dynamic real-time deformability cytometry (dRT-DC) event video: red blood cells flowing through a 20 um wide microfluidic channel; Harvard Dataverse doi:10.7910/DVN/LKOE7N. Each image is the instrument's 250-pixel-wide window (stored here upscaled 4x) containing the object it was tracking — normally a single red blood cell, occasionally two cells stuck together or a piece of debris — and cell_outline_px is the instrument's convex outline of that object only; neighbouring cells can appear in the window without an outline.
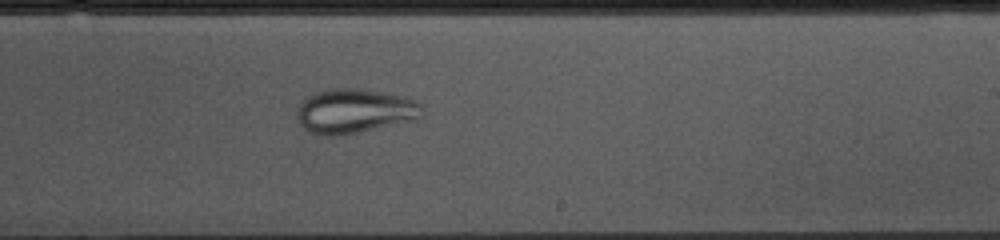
{"species": "common noctule bat (a hibernating species)", "species_latin": "Nyctalus noctula", "temperature_condition": "cold", "stored_images_in_passage": 52, "camera_frame_rate_fps": 3000, "um_per_image_px": 0.085, "animal": {"sex": "female", "body_mass_g": 10.0, "forearm_length_mm": 53.1}, "frame": {"image": 1, "passage_image": 30, "time_ms": 9.667, "image_size_px": [1000, 240], "cell_outline_px": [[420, 116], [416, 120], [344, 136], [328, 136], [308, 132], [300, 124], [296, 108], [300, 100], [316, 92], [328, 88], [360, 88], [384, 92], [416, 100], [420, 104]], "centroid_in_image_um": [30.09, 9.45], "position_along_channel_um": 258.9, "area_um2": 32.83}}
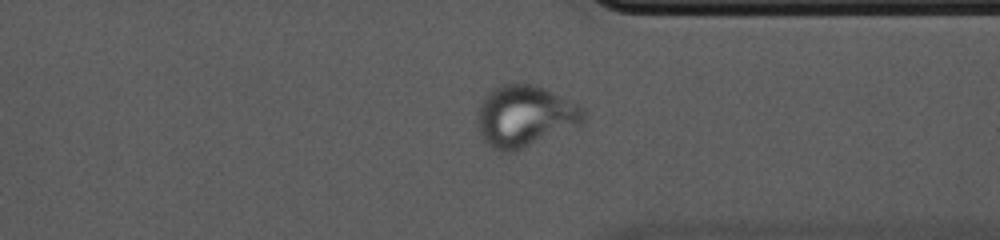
{"frame": {"image": 2, "passage_image": 39, "time_ms": 12.667, "image_size_px": [1000, 240], "cell_outline_px": [[584, 116], [580, 124], [516, 152], [500, 152], [492, 148], [484, 140], [476, 124], [476, 120], [480, 104], [488, 92], [492, 88], [504, 84], [536, 84], [572, 100], [580, 104], [584, 108]], "centroid_in_image_um": [44.6, 9.87], "position_along_channel_um": 366.8, "area_um2": 38.21}}
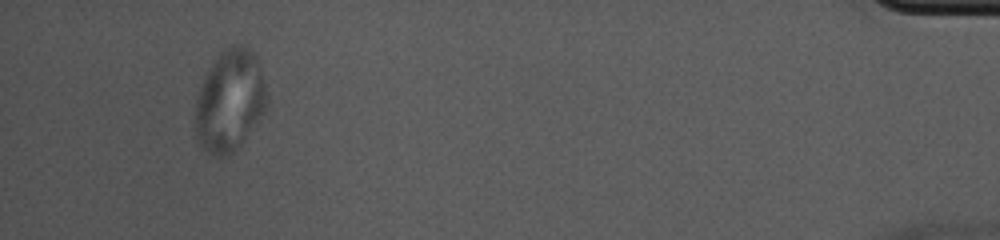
{"frame": {"image": 3, "passage_image": 49, "time_ms": 16.0, "image_size_px": [1000, 240], "cell_outline_px": [[268, 108], [240, 144], [228, 156], [212, 156], [204, 148], [196, 136], [196, 100], [200, 84], [204, 76], [220, 52], [232, 44], [248, 44], [256, 52], [268, 96]], "centroid_in_image_um": [19.57, 8.5], "position_along_channel_um": 415.6, "area_um2": 42.71}}